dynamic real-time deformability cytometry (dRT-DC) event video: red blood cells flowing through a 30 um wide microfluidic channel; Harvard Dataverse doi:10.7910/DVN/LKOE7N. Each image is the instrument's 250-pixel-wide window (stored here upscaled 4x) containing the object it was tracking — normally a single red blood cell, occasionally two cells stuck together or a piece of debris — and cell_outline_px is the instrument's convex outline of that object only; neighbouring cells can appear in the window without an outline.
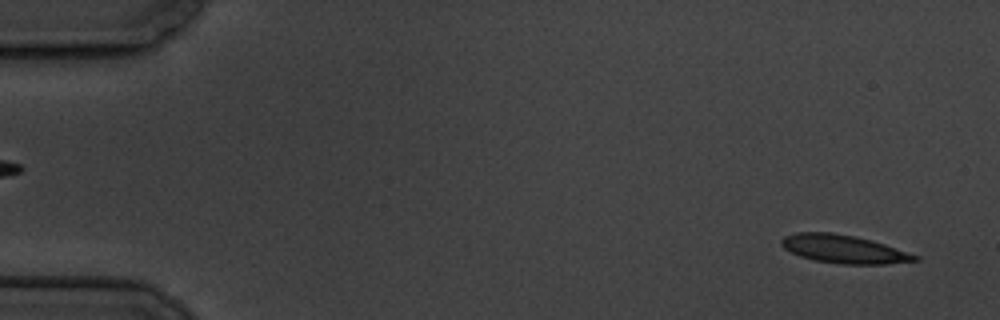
{"species": "common noctule bat (a hibernating species)", "species_latin": "Nyctalus noctula", "temperature_condition": "cold", "stored_images_in_passage": 56, "camera_frame_rate_fps": 3000, "um_per_image_px": 0.085, "animal": {"sex": "male", "body_mass_g": 19.5, "forearm_length_mm": 54.6}, "frame": {"image": 1, "passage_image": 2, "time_ms": 0.333, "image_size_px": [1000, 320], "cell_outline_px": [[920, 260], [884, 264], [840, 264], [816, 260], [800, 256], [784, 248], [780, 244], [780, 240], [784, 236], [796, 232], [832, 232], [856, 236], [872, 240], [920, 256]], "centroid_in_image_um": [71.71, 21.16], "position_along_channel_um": 13.3, "area_um2": 21.96}}
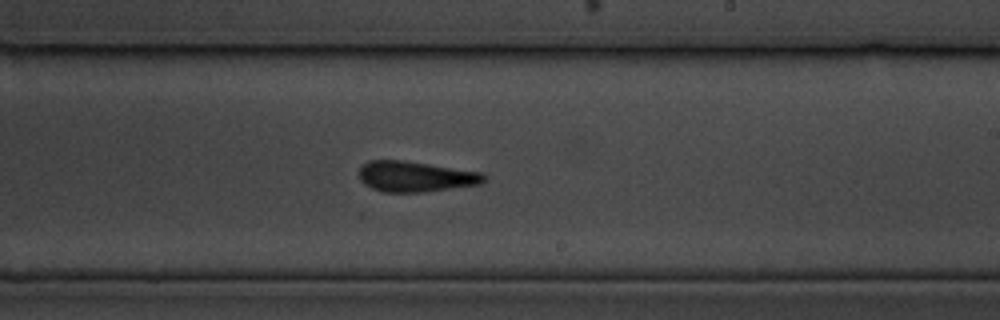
{"frame": {"image": 2, "passage_image": 33, "time_ms": 10.667, "image_size_px": [1000, 320], "cell_outline_px": [[488, 176], [480, 184], [424, 192], [384, 192], [372, 188], [364, 184], [360, 180], [360, 168], [368, 160], [404, 160], [480, 172]], "centroid_in_image_um": [35.3, 15.0], "position_along_channel_um": 253.7, "area_um2": 22.14}}
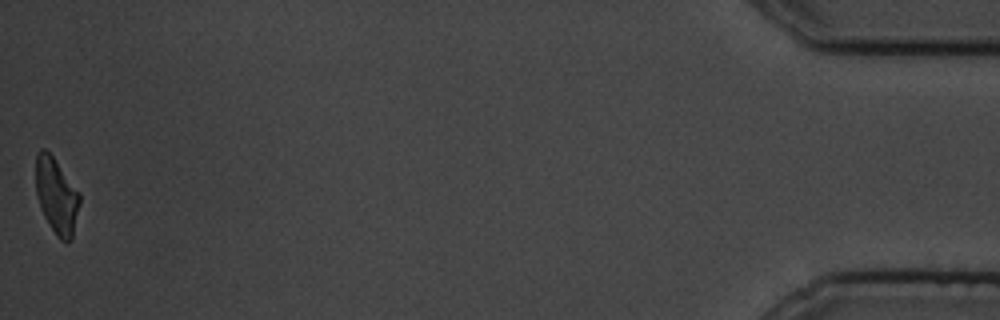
{"frame": {"image": 3, "passage_image": 56, "time_ms": 18.333, "image_size_px": [1000, 320], "cell_outline_px": [[80, 204], [72, 240], [68, 244], [60, 240], [56, 236], [44, 216], [40, 208], [36, 196], [36, 152], [40, 148], [44, 148], [52, 156], [80, 192]], "centroid_in_image_um": [4.81, 16.68], "position_along_channel_um": 430.4, "area_um2": 19.65}, "authors_computed_cell_mechanics": {"area_um2": 21.9351, "velocity_mm_per_s": 3.4894, "shape_relaxation_time_tau1_ms": 5.624, "shape_relaxation_time_tau2_ms": 2.7706, "deformation_change_tau1": 0.1739, "deformation_change_tau2": 0.1199}}